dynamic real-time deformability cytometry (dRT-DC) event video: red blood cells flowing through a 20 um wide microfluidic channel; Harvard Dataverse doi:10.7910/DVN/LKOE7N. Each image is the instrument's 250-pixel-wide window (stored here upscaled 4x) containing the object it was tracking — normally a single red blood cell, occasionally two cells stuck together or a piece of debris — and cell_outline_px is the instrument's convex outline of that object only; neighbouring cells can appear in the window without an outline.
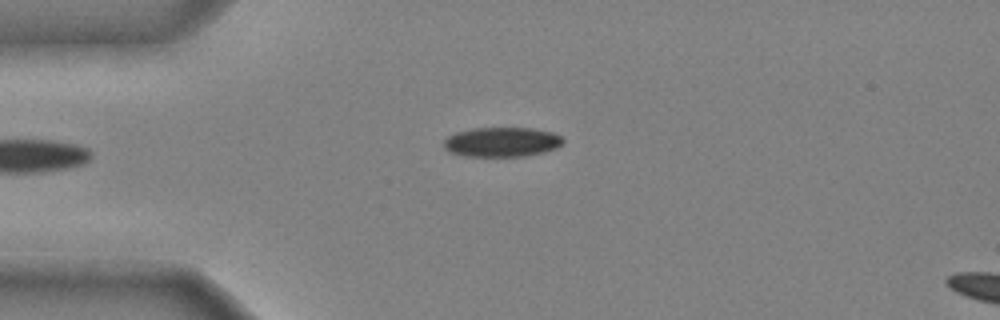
{"species": "common noctule bat (a hibernating species)", "species_latin": "Nyctalus noctula", "temperature_condition": "cold", "stored_images_in_passage": 35, "camera_frame_rate_fps": 3000, "um_per_image_px": 0.085, "animal": {"sex": "male", "body_mass_g": 20.4}, "frame": {"image": 1, "passage_image": 1, "time_ms": 0.0, "image_size_px": [1000, 320], "cell_outline_px": [[564, 140], [556, 148], [544, 152], [524, 156], [464, 156], [448, 152], [444, 148], [444, 140], [448, 136], [456, 132], [472, 128], [532, 128], [552, 132], [560, 136]], "centroid_in_image_um": [42.62, 12.07], "position_along_channel_um": 42.4, "area_um2": 20.58}}
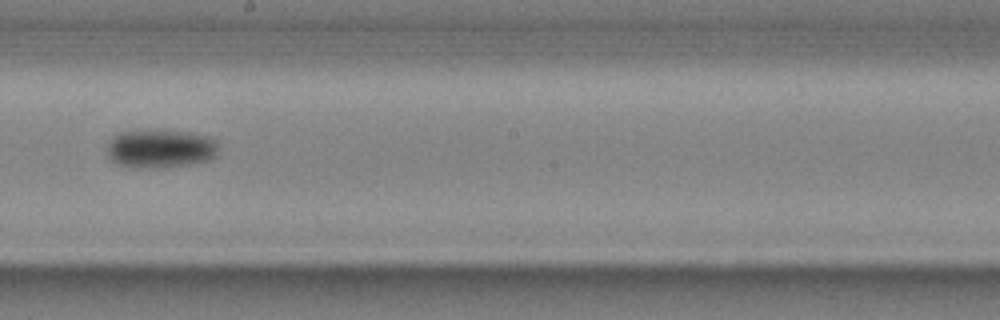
{"frame": {"image": 2, "passage_image": 17, "time_ms": 5.333, "image_size_px": [1000, 320], "cell_outline_px": [[216, 156], [208, 160], [188, 164], [164, 168], [136, 168], [116, 164], [108, 156], [108, 144], [112, 136], [120, 132], [140, 128], [164, 128], [212, 136], [216, 140]], "centroid_in_image_um": [13.61, 12.59], "position_along_channel_um": 234.6, "area_um2": 26.01}}
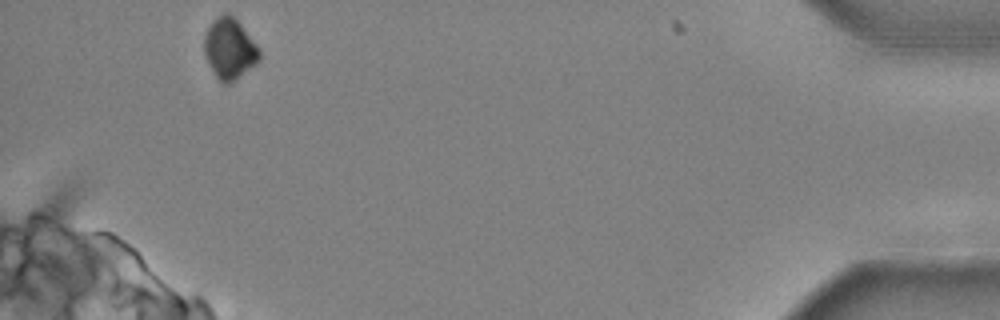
{"frame": {"image": 3, "passage_image": 35, "time_ms": 11.333, "image_size_px": [1000, 320], "cell_outline_px": [[260, 60], [256, 64], [228, 84], [224, 84], [216, 76], [204, 52], [204, 36], [212, 20], [216, 16], [224, 12], [228, 12], [240, 24], [260, 48]], "centroid_in_image_um": [19.52, 4.1], "position_along_channel_um": 415.7, "area_um2": 19.31}, "authors_computed_cell_mechanics": {"area_um2": 23.2934, "velocity_mm_per_s": 3.9832, "shape_relaxation_time_tau1_ms": 4.9475, "shape_relaxation_time_tau2_ms": null, "deformation_change_tau1": 0.1275, "deformation_change_tau2": null}}